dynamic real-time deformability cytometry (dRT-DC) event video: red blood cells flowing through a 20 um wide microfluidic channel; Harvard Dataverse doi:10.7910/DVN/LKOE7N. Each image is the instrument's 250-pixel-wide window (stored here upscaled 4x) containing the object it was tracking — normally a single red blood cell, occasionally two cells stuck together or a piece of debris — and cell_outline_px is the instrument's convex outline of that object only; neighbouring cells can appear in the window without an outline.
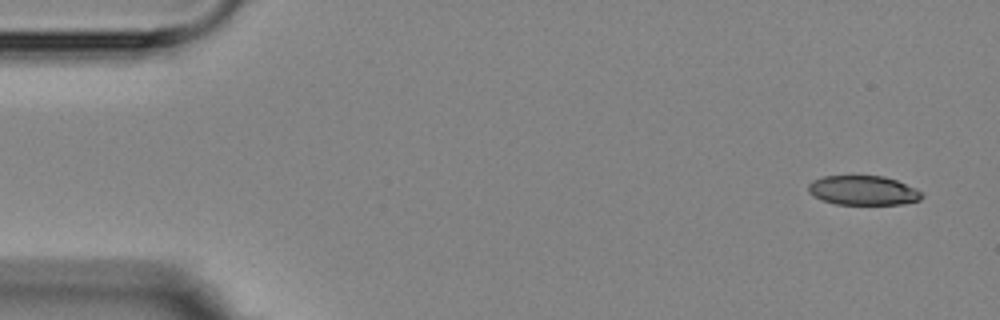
{"species": "Egyptian fruit bat (a non-hibernating species)", "species_latin": "Rousettus aegyptiacus", "temperature_condition": "room temperature", "stored_images_in_passage": 4, "camera_frame_rate_fps": 3000, "um_per_image_px": 0.085, "animal": {"sex": "female"}, "frame": {"image": 1, "passage_image": 1, "time_ms": 0.0, "image_size_px": [1000, 320], "cell_outline_px": [[924, 196], [920, 200], [900, 204], [836, 204], [812, 196], [808, 192], [808, 184], [812, 180], [824, 176], [884, 176], [896, 180], [916, 188]], "centroid_in_image_um": [73.35, 16.18], "position_along_channel_um": 11.7, "area_um2": 19.42}}
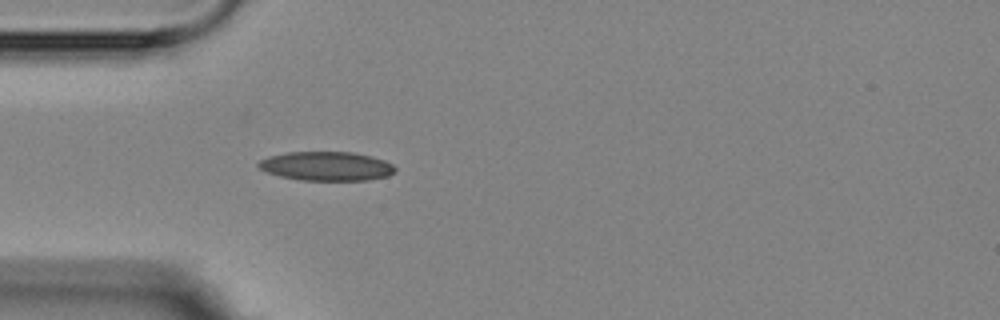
{"frame": {"image": 2, "passage_image": 4, "time_ms": 4.333, "image_size_px": [1000, 320], "cell_outline_px": [[396, 172], [388, 176], [368, 180], [300, 180], [280, 176], [268, 172], [260, 168], [256, 164], [260, 160], [268, 156], [288, 152], [352, 152], [384, 160], [392, 164], [396, 168]], "centroid_in_image_um": [27.75, 14.12], "position_along_channel_um": 57.2, "area_um2": 23.06}}